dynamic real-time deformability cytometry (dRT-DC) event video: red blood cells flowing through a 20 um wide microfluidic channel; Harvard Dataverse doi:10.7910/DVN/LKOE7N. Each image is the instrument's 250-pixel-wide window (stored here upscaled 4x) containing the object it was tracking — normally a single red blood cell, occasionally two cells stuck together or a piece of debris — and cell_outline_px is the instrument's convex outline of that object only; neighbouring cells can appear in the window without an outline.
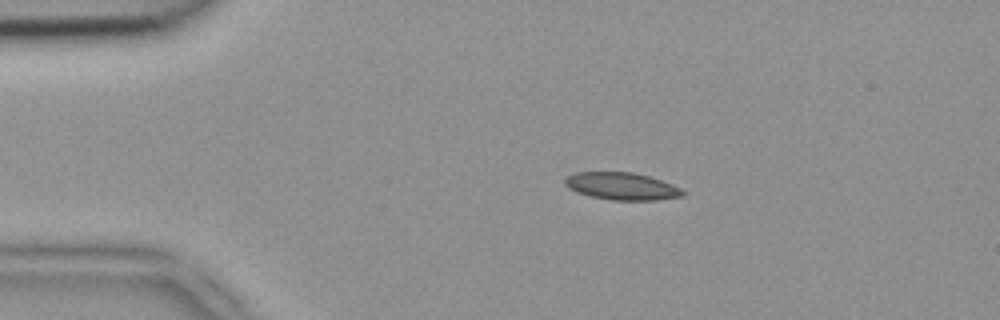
{"species": "common noctule bat (a hibernating species)", "species_latin": "Nyctalus noctula", "temperature_condition": "room temperature", "stored_images_in_passage": 44, "camera_frame_rate_fps": 3000, "um_per_image_px": 0.085, "animal": {"sex": "female", "body_mass_g": 18.4}, "frame": {"image": 1, "passage_image": 10, "time_ms": 3.0, "image_size_px": [1000, 320], "cell_outline_px": [[684, 196], [656, 200], [612, 200], [588, 196], [576, 192], [568, 188], [564, 184], [564, 180], [568, 176], [576, 172], [632, 172], [648, 176], [672, 184], [680, 188], [684, 192]], "centroid_in_image_um": [52.82, 15.83], "position_along_channel_um": 32.2, "area_um2": 18.79}}
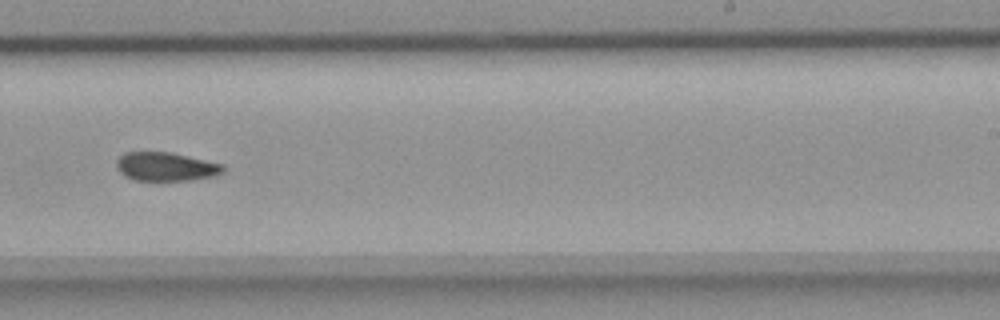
{"frame": {"image": 2, "passage_image": 32, "time_ms": 10.333, "image_size_px": [1000, 320], "cell_outline_px": [[224, 172], [216, 176], [192, 180], [132, 180], [124, 176], [116, 168], [116, 160], [124, 152], [172, 152], [224, 164]], "centroid_in_image_um": [14.11, 14.16], "position_along_channel_um": 274.9, "area_um2": 18.09}}
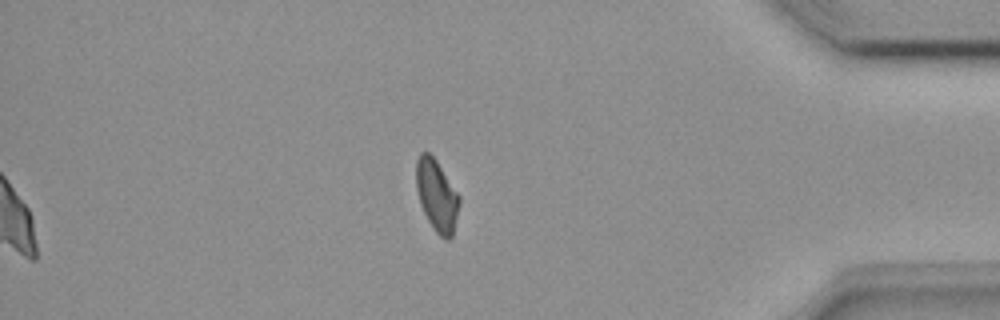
{"frame": {"image": 3, "passage_image": 44, "time_ms": 14.333, "image_size_px": [1000, 320], "cell_outline_px": [[460, 204], [452, 236], [448, 240], [444, 240], [432, 228], [420, 204], [416, 188], [416, 160], [420, 152], [428, 152], [436, 160], [460, 196]], "centroid_in_image_um": [37.12, 16.62], "position_along_channel_um": 398.1, "area_um2": 18.03}, "authors_computed_cell_mechanics": {"area_um2": 18.6405, "velocity_mm_per_s": 3.9403, "shape_relaxation_time_tau1_ms": 11.0157, "shape_relaxation_time_tau2_ms": 5.353, "deformation_change_tau1": 0.1566, "deformation_change_tau2": 0.0978}}